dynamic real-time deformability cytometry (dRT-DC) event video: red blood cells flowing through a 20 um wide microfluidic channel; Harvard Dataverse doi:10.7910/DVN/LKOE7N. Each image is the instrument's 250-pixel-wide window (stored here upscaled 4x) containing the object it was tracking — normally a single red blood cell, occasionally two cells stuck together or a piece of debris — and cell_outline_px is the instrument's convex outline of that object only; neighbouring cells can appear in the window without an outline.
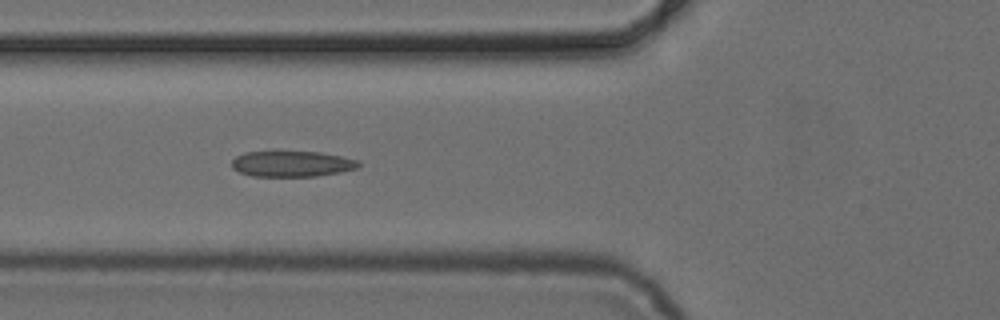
{"species": "common noctule bat (a hibernating species)", "species_latin": "Nyctalus noctula", "temperature_condition": "cold", "stored_images_in_passage": 8, "camera_frame_rate_fps": 3000, "um_per_image_px": 0.085, "animal": {"sex": "female", "body_mass_g": 24.6, "forearm_length_mm": 56.2}, "frame": {"image": 1, "passage_image": 6, "time_ms": 5.667, "image_size_px": [1000, 320], "cell_outline_px": [[360, 164], [356, 168], [340, 172], [316, 176], [252, 176], [240, 172], [232, 168], [232, 160], [236, 156], [244, 152], [320, 152], [360, 160]], "centroid_in_image_um": [24.81, 13.93], "position_along_channel_um": 101.0, "area_um2": 18.9}}
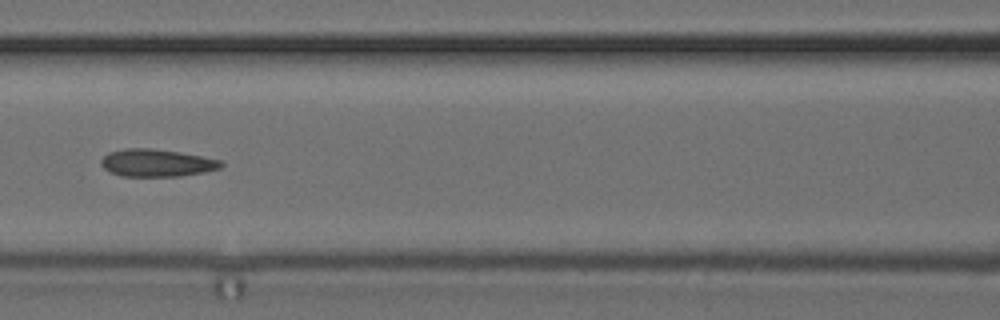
{"frame": {"image": 2, "passage_image": 7, "time_ms": 7.0, "image_size_px": [1000, 320], "cell_outline_px": [[224, 164], [220, 168], [204, 172], [180, 176], [120, 176], [104, 168], [100, 164], [100, 160], [108, 152], [124, 148], [152, 148], [180, 152], [220, 160]], "centroid_in_image_um": [13.29, 13.84], "position_along_channel_um": 153.3, "area_um2": 19.19}}
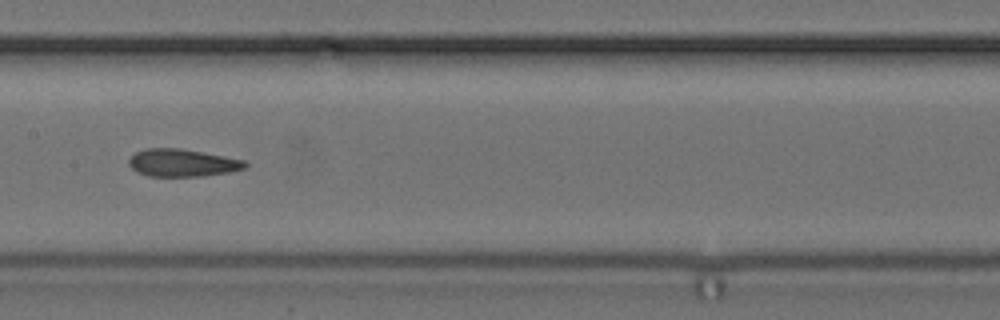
{"frame": {"image": 3, "passage_image": 8, "time_ms": 8.0, "image_size_px": [1000, 320], "cell_outline_px": [[248, 164], [244, 168], [228, 172], [204, 176], [148, 176], [136, 172], [128, 164], [128, 160], [136, 152], [144, 148], [180, 148], [224, 156], [244, 160]], "centroid_in_image_um": [15.46, 13.84], "position_along_channel_um": 191.9, "area_um2": 18.61}}